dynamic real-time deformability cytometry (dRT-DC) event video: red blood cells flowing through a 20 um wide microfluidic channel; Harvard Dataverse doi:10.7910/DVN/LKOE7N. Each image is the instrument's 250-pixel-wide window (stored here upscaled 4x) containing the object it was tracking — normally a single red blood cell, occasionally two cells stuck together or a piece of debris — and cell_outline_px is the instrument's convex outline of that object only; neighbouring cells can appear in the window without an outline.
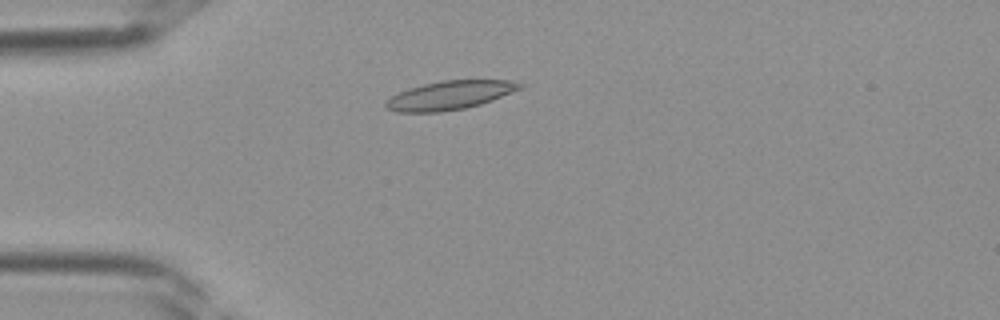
{"species": "Egyptian fruit bat (a non-hibernating species)", "species_latin": "Rousettus aegyptiacus", "temperature_condition": "room temperature", "stored_images_in_passage": 36, "camera_frame_rate_fps": 3000, "um_per_image_px": 0.085, "frame": {"image": 1, "passage_image": 8, "time_ms": 2.333, "image_size_px": [1000, 320], "cell_outline_px": [[524, 88], [492, 100], [480, 104], [464, 108], [440, 112], [396, 112], [384, 108], [384, 104], [392, 96], [408, 88], [440, 80], [520, 80], [524, 84]], "centroid_in_image_um": [38.28, 8.08], "position_along_channel_um": 46.7, "area_um2": 22.6}}
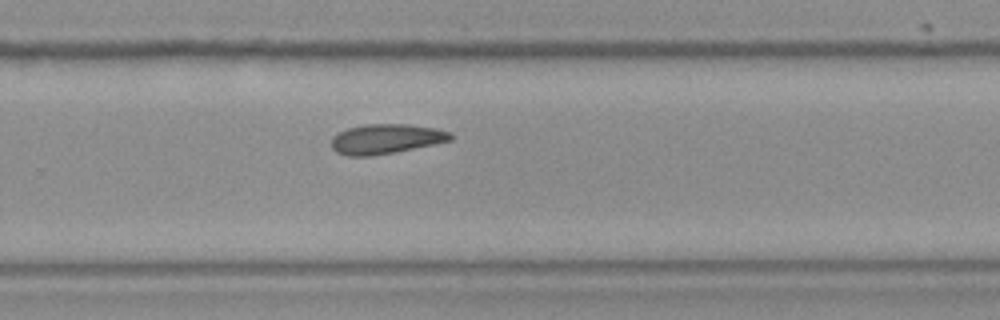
{"frame": {"image": 2, "passage_image": 23, "time_ms": 7.333, "image_size_px": [1000, 320], "cell_outline_px": [[452, 140], [396, 152], [372, 156], [348, 156], [336, 152], [332, 148], [332, 136], [348, 128], [364, 124], [408, 124], [436, 128], [448, 132], [452, 136]], "centroid_in_image_um": [32.78, 11.81], "position_along_channel_um": 297.0, "area_um2": 20.63}}
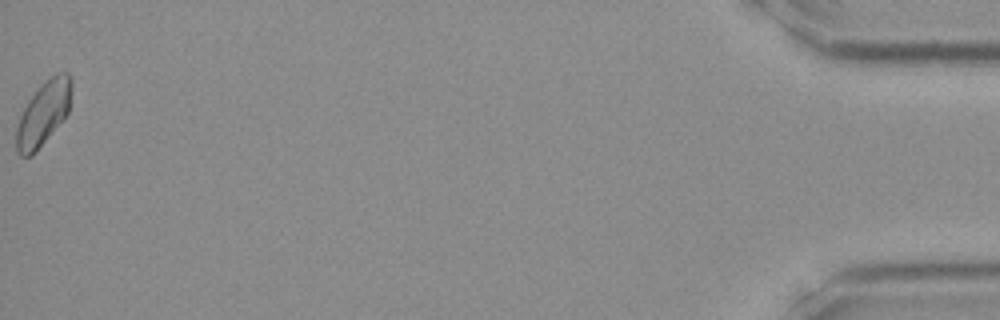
{"frame": {"image": 3, "passage_image": 36, "time_ms": 11.667, "image_size_px": [1000, 320], "cell_outline_px": [[72, 88], [68, 112], [44, 140], [28, 156], [20, 156], [16, 152], [16, 128], [20, 116], [28, 100], [40, 84], [56, 72], [64, 68], [72, 76]], "centroid_in_image_um": [3.7, 9.51], "position_along_channel_um": 431.5, "area_um2": 20.35}}